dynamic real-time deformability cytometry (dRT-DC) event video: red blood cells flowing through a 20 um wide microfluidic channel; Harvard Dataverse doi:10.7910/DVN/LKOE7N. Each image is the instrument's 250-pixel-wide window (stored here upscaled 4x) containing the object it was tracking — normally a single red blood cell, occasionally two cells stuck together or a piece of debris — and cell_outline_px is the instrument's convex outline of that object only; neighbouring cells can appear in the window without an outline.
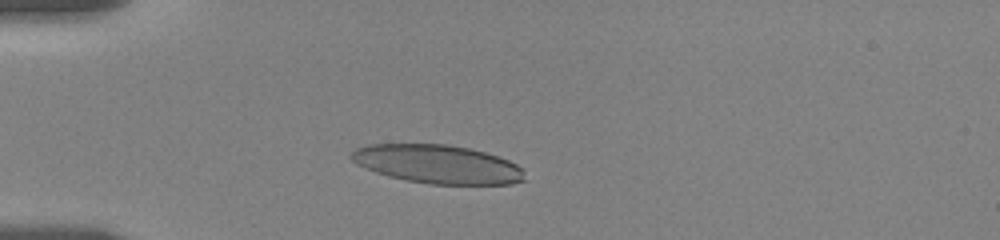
{"species": "human", "species_latin": "Homo sapiens", "temperature_condition": "room temperature", "stored_images_in_passage": 35, "camera_frame_rate_fps": 3000, "um_per_image_px": 0.085, "donor": {"sex": "female"}, "frame": {"image": 1, "passage_image": 1, "time_ms": 0.0, "image_size_px": [1000, 240], "cell_outline_px": [[524, 180], [512, 184], [432, 184], [408, 180], [388, 176], [376, 172], [356, 164], [348, 156], [356, 148], [368, 144], [448, 144], [468, 148], [484, 152], [508, 160], [524, 168]], "centroid_in_image_um": [37.18, 13.95], "position_along_channel_um": 47.8, "area_um2": 38.9}}
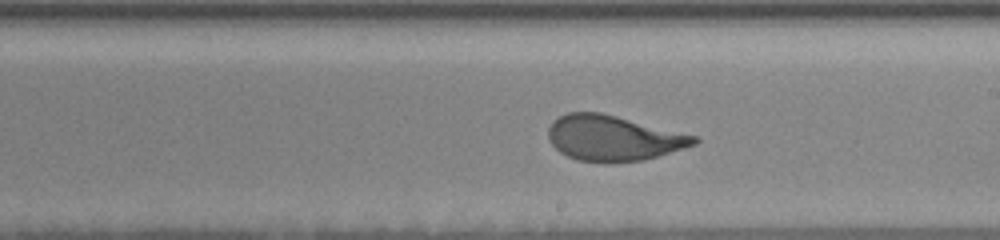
{"frame": {"image": 2, "passage_image": 19, "time_ms": 6.0, "image_size_px": [1000, 240], "cell_outline_px": [[700, 140], [696, 144], [684, 148], [644, 160], [608, 164], [576, 160], [560, 152], [548, 140], [548, 128], [552, 120], [568, 112], [600, 112], [696, 136]], "centroid_in_image_um": [52.09, 11.76], "position_along_channel_um": 236.9, "area_um2": 38.67}}
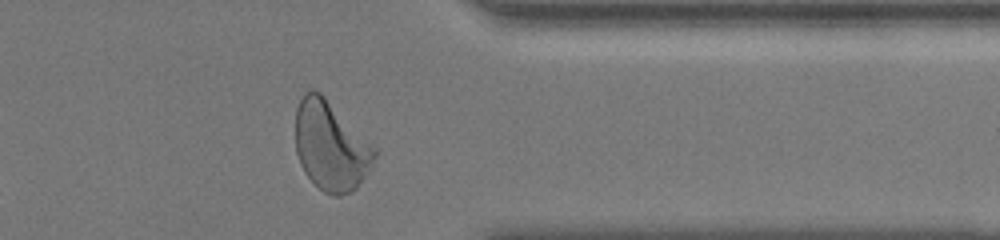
{"frame": {"image": 3, "passage_image": 32, "time_ms": 10.333, "image_size_px": [1000, 240], "cell_outline_px": [[376, 156], [368, 172], [356, 188], [352, 192], [340, 196], [336, 196], [324, 192], [304, 172], [300, 164], [296, 152], [296, 108], [304, 92], [312, 88], [320, 92], [324, 96], [376, 152]], "centroid_in_image_um": [28.06, 12.43], "position_along_channel_um": 383.3, "area_um2": 40.11}, "authors_computed_cell_mechanics": {"area_um2": 39.6508, "velocity_mm_per_s": 3.5092, "shape_relaxation_time_tau1_ms": 4.179, "shape_relaxation_time_tau2_ms": null, "deformation_change_tau1": 0.1744, "deformation_change_tau2": null}}